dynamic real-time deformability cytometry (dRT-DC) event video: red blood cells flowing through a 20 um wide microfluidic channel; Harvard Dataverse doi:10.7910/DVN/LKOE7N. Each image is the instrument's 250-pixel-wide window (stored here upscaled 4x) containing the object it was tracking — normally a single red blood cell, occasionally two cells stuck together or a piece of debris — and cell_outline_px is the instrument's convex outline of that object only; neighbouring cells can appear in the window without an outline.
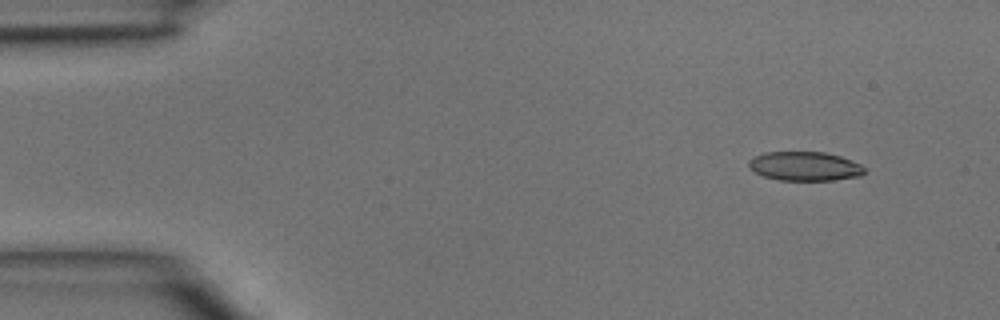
{"species": "common noctule bat (a hibernating species)", "species_latin": "Nyctalus noctula", "temperature_condition": "room temperature", "stored_images_in_passage": 5, "segment_of_instrument_passage": [2, 2], "camera_frame_rate_fps": 3000, "um_per_image_px": 0.085, "animal": {"sex": "male", "body_mass_g": 15.6}, "frame": {"image": 1, "passage_image": 5, "time_ms": 1.333, "image_size_px": [1000, 320], "cell_outline_px": [[864, 172], [860, 176], [832, 180], [780, 180], [764, 176], [748, 168], [748, 160], [752, 156], [764, 152], [824, 152], [840, 156], [860, 164], [864, 168]], "centroid_in_image_um": [68.36, 14.12], "position_along_channel_um": 16.6, "area_um2": 19.59}}